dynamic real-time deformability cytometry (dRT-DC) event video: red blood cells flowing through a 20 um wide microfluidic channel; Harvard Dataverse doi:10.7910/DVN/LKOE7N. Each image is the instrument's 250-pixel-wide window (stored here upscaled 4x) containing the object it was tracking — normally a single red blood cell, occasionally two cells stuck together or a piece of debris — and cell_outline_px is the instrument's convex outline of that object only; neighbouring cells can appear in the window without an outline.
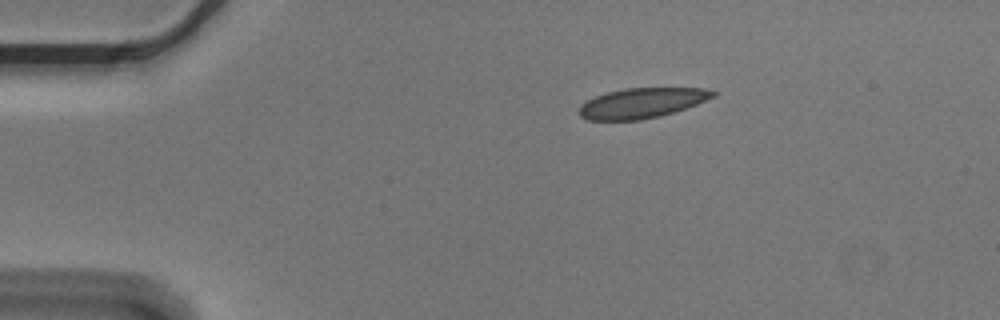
{"species": "Egyptian fruit bat (a non-hibernating species)", "species_latin": "Rousettus aegyptiacus", "temperature_condition": "cold", "stored_images_in_passage": 3, "camera_frame_rate_fps": 3000, "um_per_image_px": 0.085, "animal": {"sex": "male"}, "frame": {"image": 1, "passage_image": 3, "time_ms": 0.667, "image_size_px": [1000, 320], "cell_outline_px": [[716, 96], [696, 104], [660, 116], [640, 120], [588, 120], [580, 116], [576, 112], [580, 104], [596, 96], [608, 92], [624, 88], [704, 88], [716, 92]], "centroid_in_image_um": [54.51, 8.76], "position_along_channel_um": 30.5, "area_um2": 23.41}}